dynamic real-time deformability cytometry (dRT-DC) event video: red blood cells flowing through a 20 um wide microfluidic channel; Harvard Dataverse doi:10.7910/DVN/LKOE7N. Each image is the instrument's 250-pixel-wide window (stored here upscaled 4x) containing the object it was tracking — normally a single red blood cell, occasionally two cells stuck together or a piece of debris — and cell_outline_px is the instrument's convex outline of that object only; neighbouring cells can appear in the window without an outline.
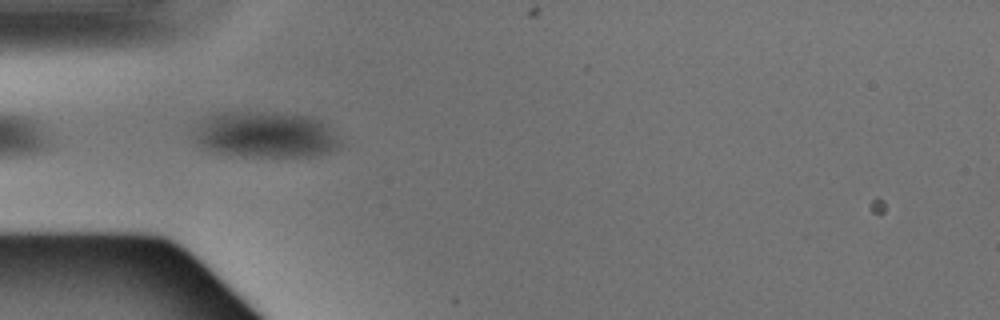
{"species": "Egyptian fruit bat (a non-hibernating species)", "species_latin": "Rousettus aegyptiacus", "temperature_condition": "warm", "stored_images_in_passage": 5, "camera_frame_rate_fps": 3000, "um_per_image_px": 0.085, "animal": {"sex": "male"}, "frame": {"image": 1, "passage_image": 4, "time_ms": 1.0, "image_size_px": [1000, 320], "cell_outline_px": [[340, 148], [316, 156], [240, 156], [212, 152], [196, 144], [192, 136], [196, 128], [204, 120], [220, 112], [276, 112], [312, 116], [320, 120], [340, 140]], "centroid_in_image_um": [22.55, 11.46], "position_along_channel_um": 62.5, "area_um2": 39.36}}
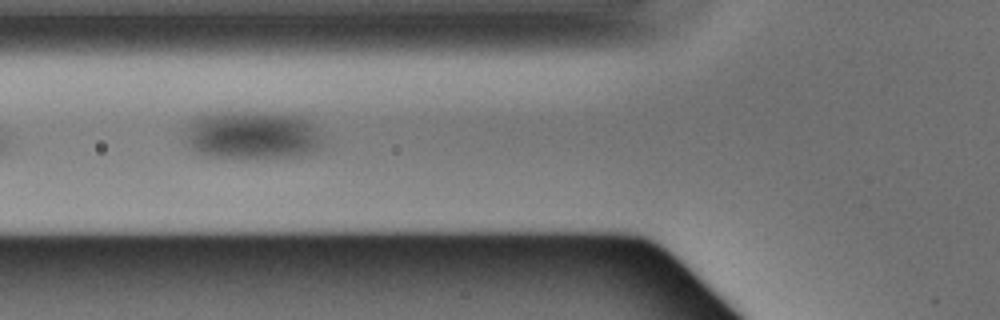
{"frame": {"image": 2, "passage_image": 5, "time_ms": 1.333, "image_size_px": [1000, 320], "cell_outline_px": [[320, 144], [316, 148], [300, 156], [216, 156], [200, 152], [192, 148], [188, 144], [188, 132], [192, 124], [200, 120], [212, 116], [288, 116], [304, 120], [312, 128], [320, 140]], "centroid_in_image_um": [21.48, 11.58], "position_along_channel_um": 104.3, "area_um2": 33.93}}